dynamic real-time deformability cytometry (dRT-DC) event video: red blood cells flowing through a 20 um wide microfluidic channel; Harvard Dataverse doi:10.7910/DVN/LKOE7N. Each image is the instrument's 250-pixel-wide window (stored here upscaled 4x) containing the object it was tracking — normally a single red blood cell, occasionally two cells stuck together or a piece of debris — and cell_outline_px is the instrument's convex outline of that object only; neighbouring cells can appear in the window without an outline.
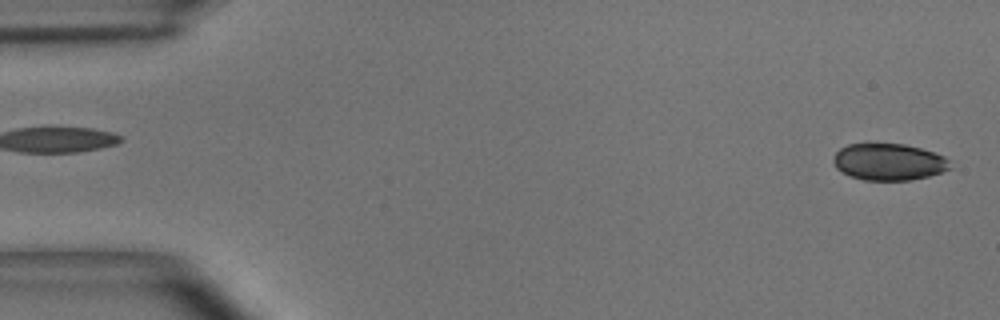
{"species": "common noctule bat (a hibernating species)", "species_latin": "Nyctalus noctula", "temperature_condition": "room temperature", "stored_images_in_passage": 12, "camera_frame_rate_fps": 3000, "um_per_image_px": 0.085, "animal": {"sex": "male", "body_mass_g": 15.6}, "frame": {"image": 1, "passage_image": 1, "time_ms": 0.0, "image_size_px": [1000, 320], "cell_outline_px": [[952, 168], [928, 176], [908, 180], [864, 180], [852, 176], [836, 168], [832, 160], [836, 152], [840, 148], [848, 144], [904, 144], [920, 148], [944, 156], [948, 160]], "centroid_in_image_um": [75.54, 13.76], "position_along_channel_um": 9.5, "area_um2": 24.74}}